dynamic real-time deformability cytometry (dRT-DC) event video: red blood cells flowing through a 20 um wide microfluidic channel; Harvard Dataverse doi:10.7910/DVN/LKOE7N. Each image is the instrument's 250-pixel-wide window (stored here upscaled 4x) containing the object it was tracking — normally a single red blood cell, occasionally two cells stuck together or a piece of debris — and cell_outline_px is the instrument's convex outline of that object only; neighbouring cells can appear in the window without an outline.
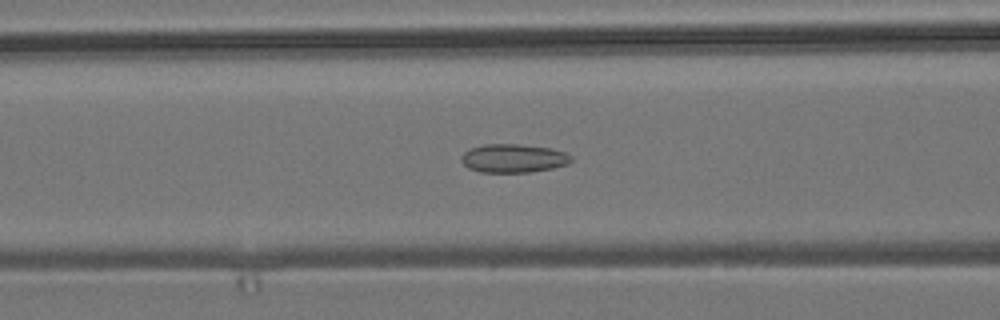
{"species": "common noctule bat (a hibernating species)", "species_latin": "Nyctalus noctula", "temperature_condition": "room temperature", "stored_images_in_passage": 33, "camera_frame_rate_fps": 3000, "um_per_image_px": 0.085, "animal": {"sex": "male", "body_mass_g": 19.2, "forearm_length_mm": 51.8}, "frame": {"image": 1, "passage_image": 15, "time_ms": 4.667, "image_size_px": [1000, 320], "cell_outline_px": [[572, 160], [568, 164], [552, 168], [532, 172], [480, 172], [468, 168], [460, 160], [460, 156], [464, 152], [472, 148], [484, 144], [520, 144], [552, 148], [564, 152], [572, 156]], "centroid_in_image_um": [43.64, 13.45], "position_along_channel_um": 123.0, "area_um2": 18.38}}
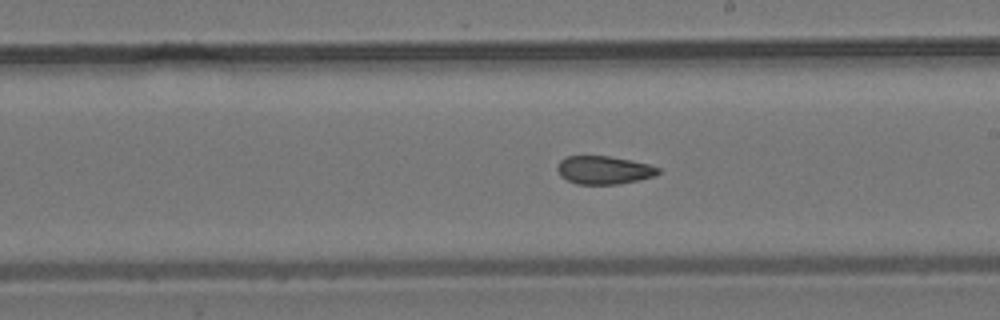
{"frame": {"image": 2, "passage_image": 24, "time_ms": 7.667, "image_size_px": [1000, 320], "cell_outline_px": [[660, 172], [656, 176], [640, 180], [620, 184], [576, 184], [560, 176], [556, 168], [560, 160], [568, 156], [608, 156], [648, 164], [660, 168]], "centroid_in_image_um": [51.34, 14.46], "position_along_channel_um": 237.7, "area_um2": 16.59}}
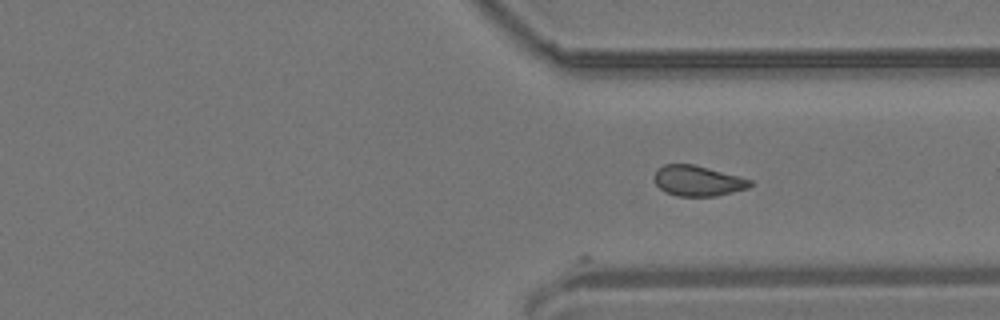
{"frame": {"image": 3, "passage_image": 33, "time_ms": 10.667, "image_size_px": [1000, 320], "cell_outline_px": [[752, 184], [748, 188], [716, 196], [676, 196], [664, 192], [656, 184], [656, 172], [664, 164], [692, 164], [708, 168], [752, 180]], "centroid_in_image_um": [59.32, 15.38], "position_along_channel_um": 352.1, "area_um2": 16.7}}